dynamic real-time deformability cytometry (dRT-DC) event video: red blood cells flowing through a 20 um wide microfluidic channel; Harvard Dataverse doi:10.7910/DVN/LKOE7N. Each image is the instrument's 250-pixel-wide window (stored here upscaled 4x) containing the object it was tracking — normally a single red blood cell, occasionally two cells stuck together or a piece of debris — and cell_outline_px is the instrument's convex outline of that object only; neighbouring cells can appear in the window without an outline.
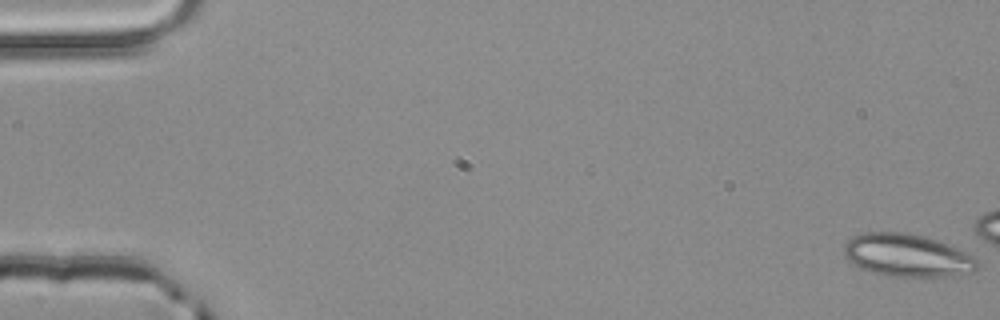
{"species": "common noctule bat (a hibernating species)", "species_latin": "Nyctalus noctula", "temperature_condition": "room temperature", "stored_images_in_passage": 3, "camera_frame_rate_fps": 3000, "um_per_image_px": 0.085, "animal": {"sex": "male", "body_mass_g": 20.4}, "frame": {"image": 1, "passage_image": 1, "time_ms": 0.0, "image_size_px": [1000, 320], "cell_outline_px": [[980, 264], [972, 272], [952, 276], [904, 280], [872, 272], [860, 268], [852, 264], [844, 256], [844, 244], [852, 236], [864, 232], [904, 232], [924, 236], [936, 240], [956, 248], [980, 260]], "centroid_in_image_um": [77.1, 21.75], "position_along_channel_um": 7.9, "area_um2": 34.16}}